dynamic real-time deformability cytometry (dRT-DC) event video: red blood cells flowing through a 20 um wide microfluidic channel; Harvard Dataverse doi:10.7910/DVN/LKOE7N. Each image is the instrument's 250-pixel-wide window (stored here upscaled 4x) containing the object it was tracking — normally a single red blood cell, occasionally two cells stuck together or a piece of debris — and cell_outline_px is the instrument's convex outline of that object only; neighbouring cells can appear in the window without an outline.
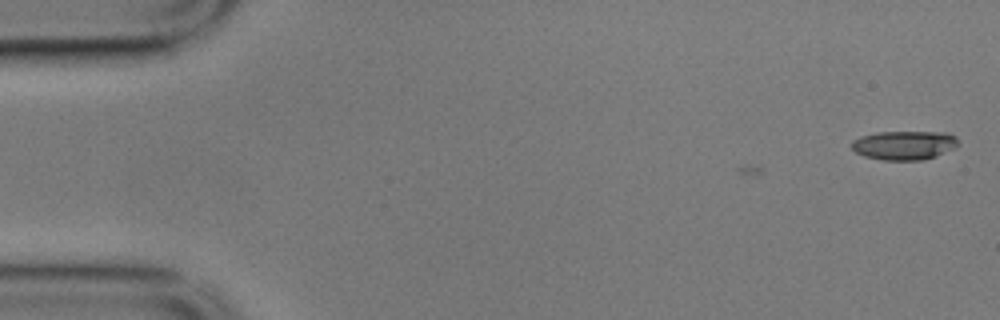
{"species": "common noctule bat (a hibernating species)", "species_latin": "Nyctalus noctula", "temperature_condition": "cold", "stored_images_in_passage": 5, "camera_frame_rate_fps": 3000, "um_per_image_px": 0.085, "animal": {"sex": "male", "body_mass_g": 17.9}, "frame": {"image": 1, "passage_image": 1, "time_ms": 0.0, "image_size_px": [1000, 320], "cell_outline_px": [[956, 144], [952, 148], [936, 156], [924, 160], [884, 160], [864, 156], [856, 152], [852, 148], [852, 140], [860, 136], [876, 132], [948, 132], [956, 136]], "centroid_in_image_um": [76.82, 12.34], "position_along_channel_um": 8.2, "area_um2": 17.92}}